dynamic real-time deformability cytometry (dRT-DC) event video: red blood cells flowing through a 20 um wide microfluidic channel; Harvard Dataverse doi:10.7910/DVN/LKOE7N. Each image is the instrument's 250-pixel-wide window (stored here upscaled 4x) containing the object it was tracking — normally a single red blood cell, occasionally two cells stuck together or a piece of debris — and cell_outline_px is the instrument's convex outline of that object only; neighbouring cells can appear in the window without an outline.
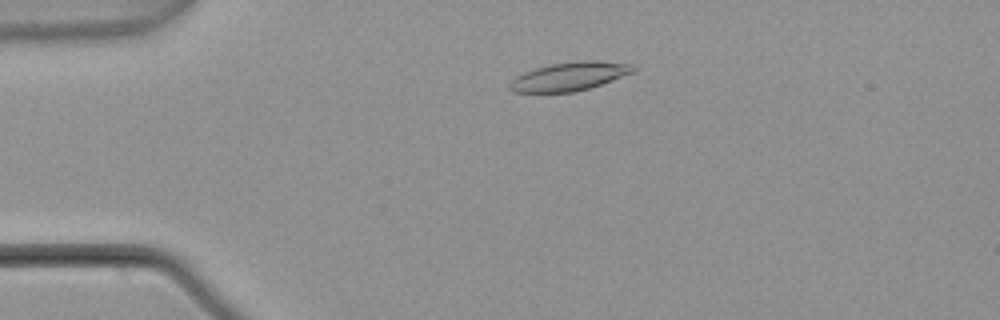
{"species": "common noctule bat (a hibernating species)", "species_latin": "Nyctalus noctula", "temperature_condition": "warm", "stored_images_in_passage": 3, "camera_frame_rate_fps": 3000, "um_per_image_px": 0.085, "animal": {"sex": "male", "body_mass_g": 21.5, "forearm_length_mm": 52.0}, "frame": {"image": 1, "passage_image": 2, "time_ms": 0.333, "image_size_px": [1000, 320], "cell_outline_px": [[636, 72], [588, 88], [572, 92], [512, 92], [508, 88], [508, 84], [516, 76], [524, 72], [536, 68], [552, 64], [576, 60], [596, 60], [636, 64]], "centroid_in_image_um": [48.44, 6.48], "position_along_channel_um": 36.6, "area_um2": 20.69}}